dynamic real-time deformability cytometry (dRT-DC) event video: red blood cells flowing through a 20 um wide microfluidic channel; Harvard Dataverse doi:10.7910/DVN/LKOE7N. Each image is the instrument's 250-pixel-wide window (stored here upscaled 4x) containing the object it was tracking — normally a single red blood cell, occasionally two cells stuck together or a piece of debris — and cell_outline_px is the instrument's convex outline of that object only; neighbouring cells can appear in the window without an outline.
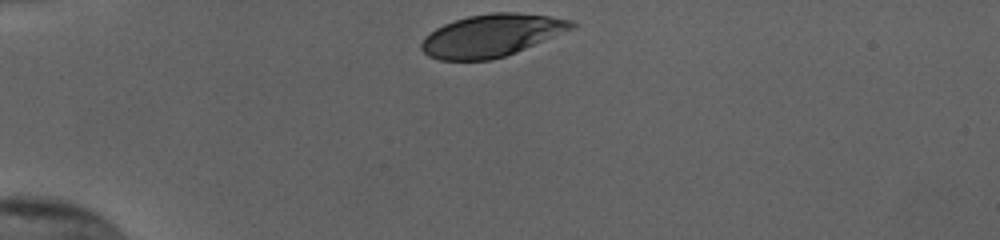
{"species": "human", "species_latin": "Homo sapiens", "temperature_condition": "cold", "stored_images_in_passage": 32, "camera_frame_rate_fps": 3000, "um_per_image_px": 0.085, "donor": {"sex": "female"}, "frame": {"image": 1, "passage_image": 1, "time_ms": 0.0, "image_size_px": [1000, 240], "cell_outline_px": [[576, 24], [572, 28], [516, 52], [492, 60], [440, 60], [428, 56], [420, 48], [420, 44], [424, 36], [436, 28], [444, 24], [468, 16], [492, 12], [516, 12], [548, 16], [572, 20]], "centroid_in_image_um": [41.72, 3.01], "position_along_channel_um": 43.3, "area_um2": 36.82}}
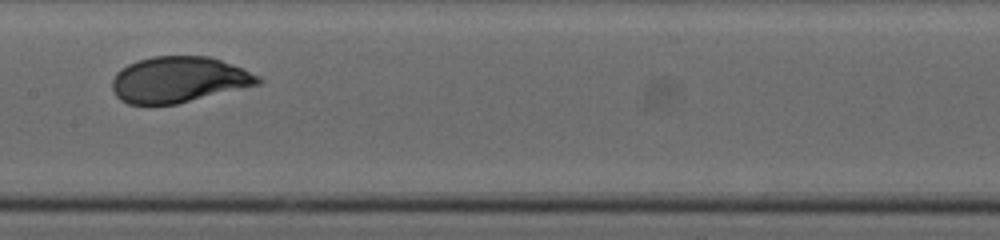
{"frame": {"image": 2, "passage_image": 16, "time_ms": 5.0, "image_size_px": [1000, 240], "cell_outline_px": [[260, 84], [176, 104], [148, 108], [128, 104], [120, 100], [116, 96], [112, 88], [112, 80], [116, 72], [120, 68], [136, 60], [152, 56], [208, 56], [220, 60], [260, 76]], "centroid_in_image_um": [15.09, 6.8], "position_along_channel_um": 192.3, "area_um2": 39.54}}
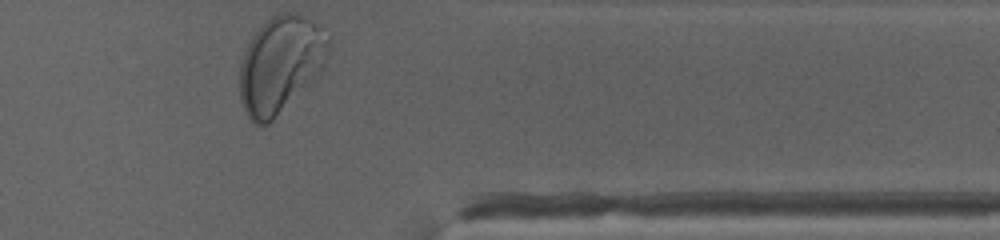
{"frame": {"image": 3, "passage_image": 32, "time_ms": 10.333, "image_size_px": [1000, 240], "cell_outline_px": [[332, 44], [324, 68], [316, 80], [268, 124], [252, 124], [240, 100], [240, 64], [244, 52], [252, 36], [272, 16], [284, 12], [292, 12], [316, 24], [320, 28]], "centroid_in_image_um": [23.86, 5.52], "position_along_channel_um": 387.5, "area_um2": 50.05}, "authors_computed_cell_mechanics": {"area_um2": 39.4774, "velocity_mm_per_s": 3.8045, "shape_relaxation_time_tau1_ms": 2.5047, "shape_relaxation_time_tau2_ms": null, "deformation_change_tau1": 0.1473, "deformation_change_tau2": null}}